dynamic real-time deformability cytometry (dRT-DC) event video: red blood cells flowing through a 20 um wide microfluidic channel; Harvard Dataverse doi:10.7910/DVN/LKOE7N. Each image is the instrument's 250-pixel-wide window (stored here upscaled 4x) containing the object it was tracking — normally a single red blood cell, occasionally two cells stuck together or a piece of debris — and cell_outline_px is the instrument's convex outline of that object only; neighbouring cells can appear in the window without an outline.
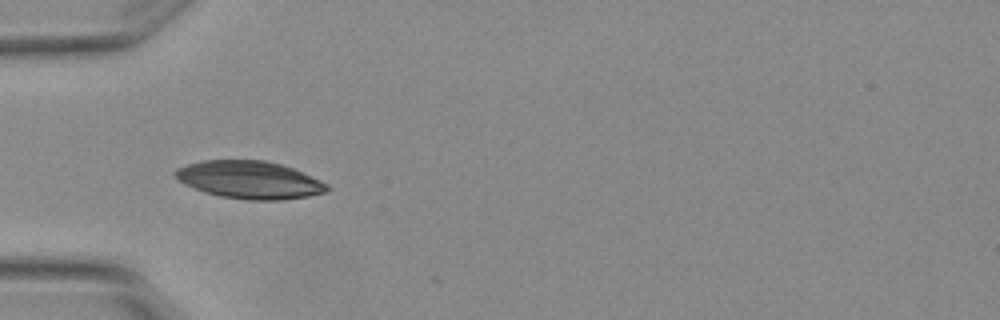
{"species": "Egyptian fruit bat (a non-hibernating species)", "species_latin": "Rousettus aegyptiacus", "temperature_condition": "warm", "stored_images_in_passage": 7, "camera_frame_rate_fps": 3000, "um_per_image_px": 0.085, "animal": {"sex": "female"}, "frame": {"image": 1, "passage_image": 5, "time_ms": 1.333, "image_size_px": [1000, 320], "cell_outline_px": [[332, 188], [328, 192], [308, 196], [280, 200], [248, 200], [220, 196], [204, 192], [184, 184], [172, 172], [176, 168], [188, 164], [204, 160], [264, 160], [280, 164], [292, 168], [320, 180], [328, 184]], "centroid_in_image_um": [21.22, 15.29], "position_along_channel_um": 63.8, "area_um2": 33.29}}
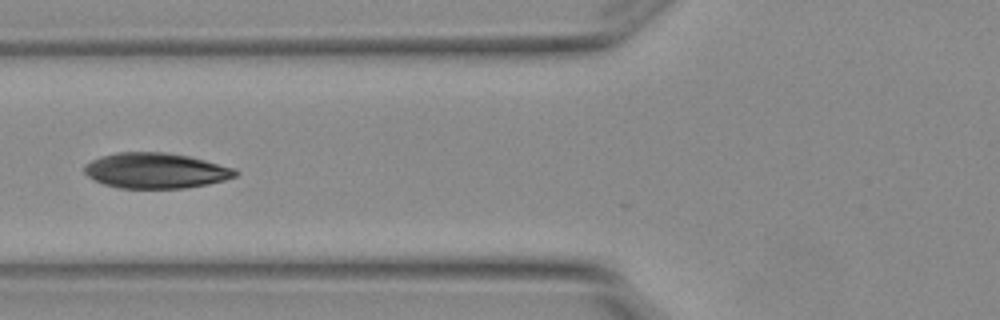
{"frame": {"image": 2, "passage_image": 6, "time_ms": 1.667, "image_size_px": [1000, 320], "cell_outline_px": [[240, 172], [236, 176], [224, 180], [208, 184], [184, 188], [120, 188], [104, 184], [88, 176], [84, 172], [84, 164], [100, 156], [116, 152], [164, 152], [188, 156], [204, 160], [232, 168]], "centroid_in_image_um": [13.21, 14.5], "position_along_channel_um": 112.6, "area_um2": 31.04}}